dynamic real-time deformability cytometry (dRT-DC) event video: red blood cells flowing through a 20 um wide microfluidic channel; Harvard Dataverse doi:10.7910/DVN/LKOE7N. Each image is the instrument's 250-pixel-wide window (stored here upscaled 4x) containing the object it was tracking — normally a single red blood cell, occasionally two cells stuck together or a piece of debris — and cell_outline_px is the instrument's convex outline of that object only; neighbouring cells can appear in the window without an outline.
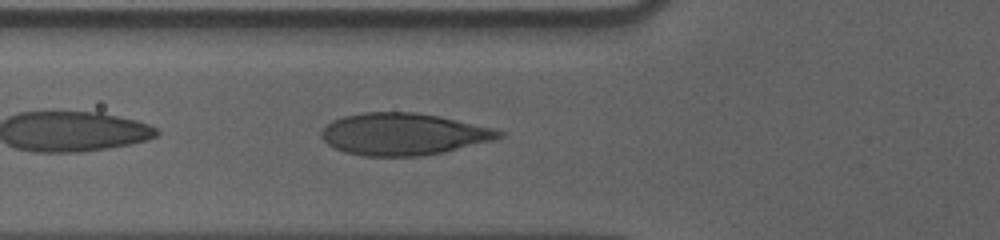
{"species": "human", "species_latin": "Homo sapiens", "temperature_condition": "cold", "stored_images_in_passage": 25, "camera_frame_rate_fps": 3000, "um_per_image_px": 0.085, "donor": {"sex": "male"}, "frame": {"image": 1, "passage_image": 4, "time_ms": 1.0, "image_size_px": [1000, 240], "cell_outline_px": [[508, 132], [504, 136], [496, 140], [444, 152], [420, 156], [364, 156], [344, 152], [328, 144], [320, 136], [320, 132], [332, 120], [344, 116], [364, 112], [412, 112], [440, 116], [492, 128]], "centroid_in_image_um": [34.32, 11.4], "position_along_channel_um": 91.5, "area_um2": 43.58}}
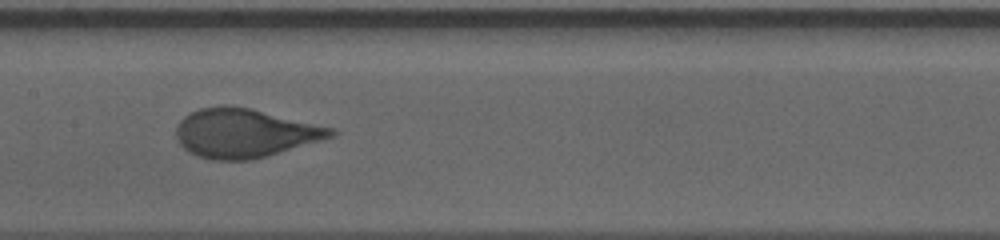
{"frame": {"image": 2, "passage_image": 12, "time_ms": 3.667, "image_size_px": [1000, 240], "cell_outline_px": [[340, 132], [332, 136], [320, 140], [252, 160], [212, 160], [196, 156], [188, 152], [180, 144], [176, 136], [176, 128], [180, 120], [184, 116], [200, 108], [224, 104], [228, 104], [252, 108], [336, 128]], "centroid_in_image_um": [20.79, 11.29], "position_along_channel_um": 186.6, "area_um2": 44.33}}
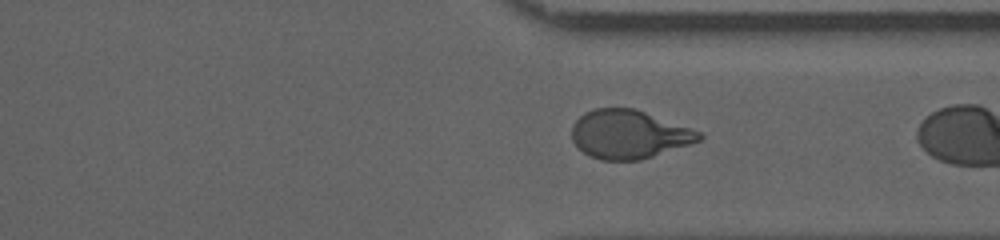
{"frame": {"image": 3, "passage_image": 24, "time_ms": 7.667, "image_size_px": [1000, 240], "cell_outline_px": [[704, 136], [700, 140], [640, 160], [600, 160], [588, 156], [572, 140], [572, 124], [584, 112], [596, 108], [636, 108], [700, 132]], "centroid_in_image_um": [53.41, 11.41], "position_along_channel_um": 358.0, "area_um2": 35.72}}